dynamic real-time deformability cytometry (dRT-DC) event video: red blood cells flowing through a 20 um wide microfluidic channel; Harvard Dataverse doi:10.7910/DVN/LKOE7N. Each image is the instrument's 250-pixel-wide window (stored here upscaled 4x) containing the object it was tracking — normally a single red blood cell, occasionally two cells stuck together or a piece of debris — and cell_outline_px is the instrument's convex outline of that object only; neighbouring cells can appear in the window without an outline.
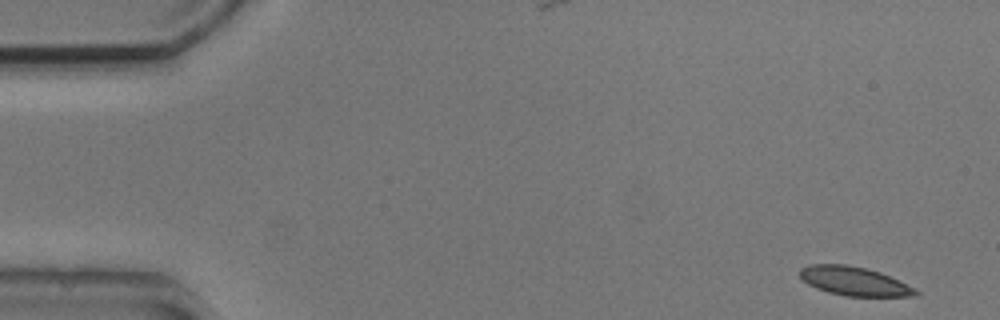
{"species": "common noctule bat (a hibernating species)", "species_latin": "Nyctalus noctula", "temperature_condition": "cold", "stored_images_in_passage": 13, "camera_frame_rate_fps": 3000, "um_per_image_px": 0.085, "animal": {"sex": "male", "body_mass_g": 20.5, "forearm_length_mm": 52.5}, "frame": {"image": 1, "passage_image": 1, "time_ms": 0.0, "image_size_px": [1000, 320], "cell_outline_px": [[920, 296], [844, 296], [828, 292], [816, 288], [808, 284], [800, 276], [800, 268], [808, 264], [848, 264], [880, 272], [916, 288], [920, 292]], "centroid_in_image_um": [72.62, 23.9], "position_along_channel_um": 12.4, "area_um2": 19.54}}